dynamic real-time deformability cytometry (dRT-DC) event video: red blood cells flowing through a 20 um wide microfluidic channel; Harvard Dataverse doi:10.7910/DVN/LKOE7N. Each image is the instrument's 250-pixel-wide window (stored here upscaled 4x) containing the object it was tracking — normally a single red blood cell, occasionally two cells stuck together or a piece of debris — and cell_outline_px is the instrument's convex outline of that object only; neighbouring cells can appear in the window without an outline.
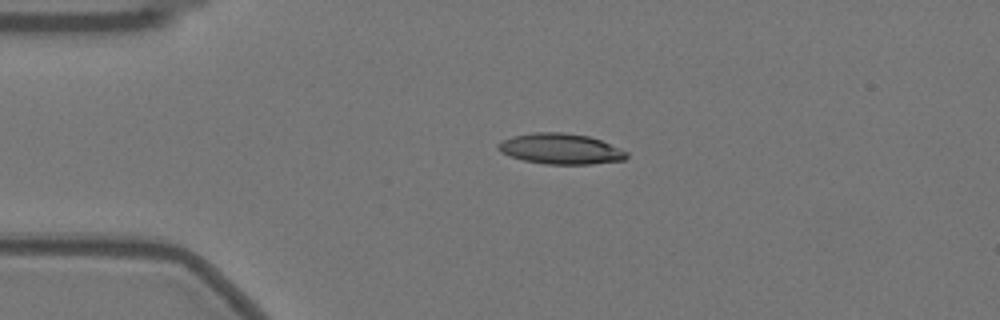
{"species": "Egyptian fruit bat (a non-hibernating species)", "species_latin": "Rousettus aegyptiacus", "temperature_condition": "warm", "stored_images_in_passage": 2, "camera_frame_rate_fps": 3000, "um_per_image_px": 0.085, "animal": {"sex": "female"}, "frame": {"image": 1, "passage_image": 1, "time_ms": 0.0, "image_size_px": [1000, 320], "cell_outline_px": [[628, 156], [624, 160], [592, 164], [544, 164], [524, 160], [500, 152], [496, 148], [496, 144], [500, 140], [512, 136], [536, 132], [560, 132], [588, 136], [600, 140], [620, 148], [628, 152]], "centroid_in_image_um": [47.63, 12.65], "position_along_channel_um": 37.4, "area_um2": 22.95}}